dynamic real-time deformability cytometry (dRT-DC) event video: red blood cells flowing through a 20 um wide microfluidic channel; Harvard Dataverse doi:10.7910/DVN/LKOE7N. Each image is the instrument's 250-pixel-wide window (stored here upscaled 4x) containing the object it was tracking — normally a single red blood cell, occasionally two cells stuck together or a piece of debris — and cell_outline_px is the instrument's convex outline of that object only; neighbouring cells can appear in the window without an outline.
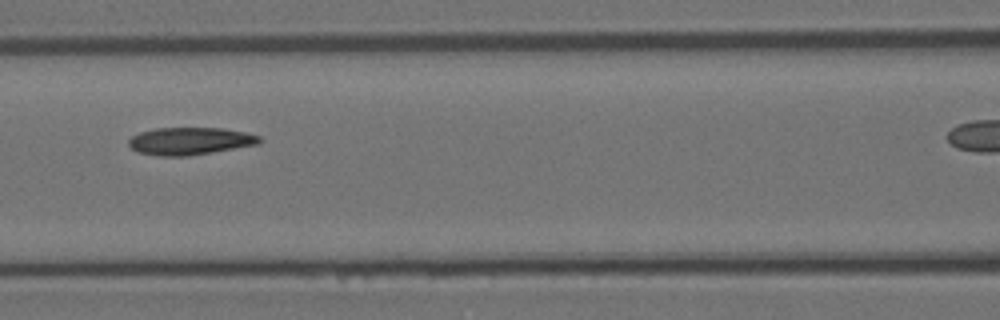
{"species": "Egyptian fruit bat (a non-hibernating species)", "species_latin": "Rousettus aegyptiacus", "temperature_condition": "room temperature", "stored_images_in_passage": 6, "camera_frame_rate_fps": 3000, "um_per_image_px": 0.085, "animal": {"sex": "female"}, "frame": {"image": 1, "passage_image": 3, "time_ms": 0.667, "image_size_px": [1000, 320], "cell_outline_px": [[264, 140], [260, 144], [188, 156], [160, 156], [136, 152], [128, 144], [128, 140], [132, 136], [140, 132], [156, 128], [220, 128], [244, 132], [260, 136]], "centroid_in_image_um": [16.16, 11.99], "position_along_channel_um": 150.4, "area_um2": 20.98}}
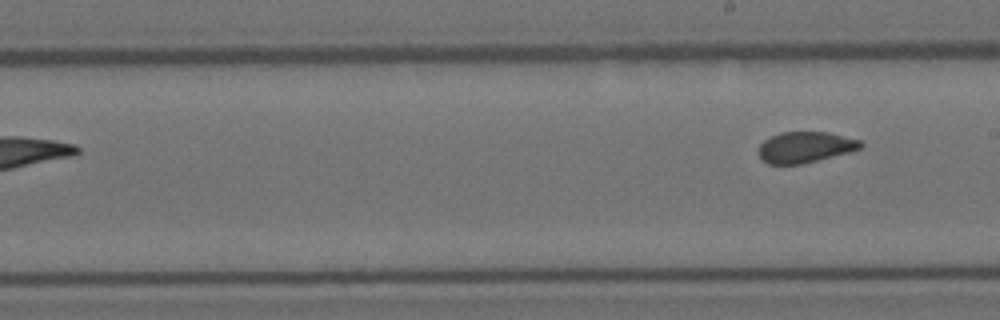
{"frame": {"image": 2, "passage_image": 6, "time_ms": 1.667, "image_size_px": [1000, 320], "cell_outline_px": [[864, 144], [860, 148], [848, 152], [800, 164], [768, 164], [760, 156], [760, 144], [764, 140], [780, 132], [828, 132], [860, 140]], "centroid_in_image_um": [68.44, 12.5], "position_along_channel_um": 220.6, "area_um2": 18.03}}